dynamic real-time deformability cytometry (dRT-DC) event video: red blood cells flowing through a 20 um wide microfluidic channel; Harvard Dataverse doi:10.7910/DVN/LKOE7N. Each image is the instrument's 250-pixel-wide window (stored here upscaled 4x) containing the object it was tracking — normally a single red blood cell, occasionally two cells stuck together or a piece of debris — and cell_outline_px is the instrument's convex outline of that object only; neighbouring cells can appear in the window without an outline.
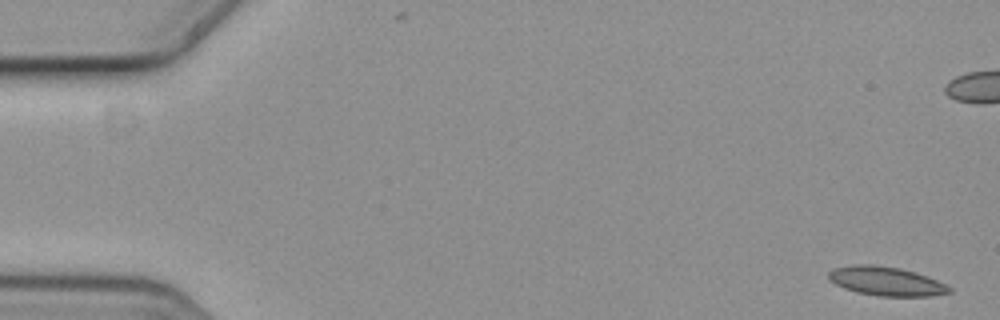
{"species": "common noctule bat (a hibernating species)", "species_latin": "Nyctalus noctula", "temperature_condition": "cold", "stored_images_in_passage": 4, "camera_frame_rate_fps": 3000, "um_per_image_px": 0.085, "animal": {"sex": "female", "body_mass_g": 19.3, "forearm_length_mm": 54.1}, "frame": {"image": 1, "passage_image": 1, "time_ms": 0.0, "image_size_px": [1000, 320], "cell_outline_px": [[952, 292], [932, 296], [880, 296], [856, 292], [844, 288], [828, 280], [828, 272], [832, 268], [852, 264], [872, 264], [900, 268], [916, 272], [936, 280], [952, 288]], "centroid_in_image_um": [75.28, 23.89], "position_along_channel_um": 9.7, "area_um2": 20.52}}